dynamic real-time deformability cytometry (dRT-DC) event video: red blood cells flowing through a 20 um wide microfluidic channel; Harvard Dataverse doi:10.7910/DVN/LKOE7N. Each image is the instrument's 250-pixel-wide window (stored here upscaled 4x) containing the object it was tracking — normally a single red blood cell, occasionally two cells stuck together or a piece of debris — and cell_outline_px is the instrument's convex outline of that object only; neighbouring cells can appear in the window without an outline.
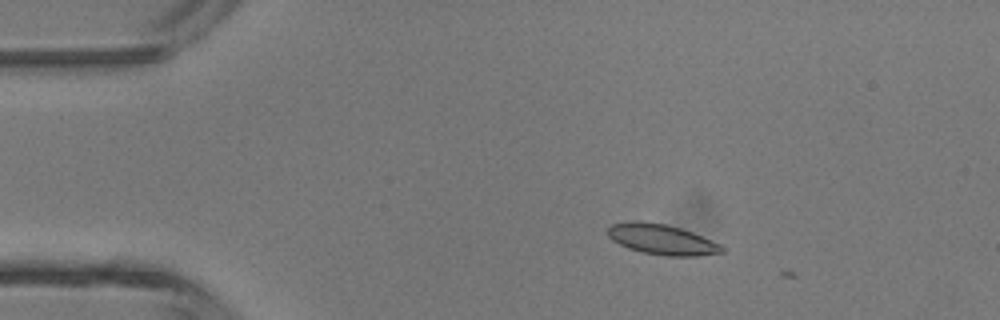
{"species": "common noctule bat (a hibernating species)", "species_latin": "Nyctalus noctula", "temperature_condition": "room temperature", "stored_images_in_passage": 4, "camera_frame_rate_fps": 3000, "um_per_image_px": 0.085, "animal": {"sex": "male", "body_mass_g": 13.3}, "frame": {"image": 1, "passage_image": 3, "time_ms": 0.667, "image_size_px": [1000, 320], "cell_outline_px": [[724, 252], [696, 256], [664, 256], [644, 252], [628, 248], [612, 240], [608, 236], [608, 228], [612, 224], [628, 220], [640, 220], [664, 224], [680, 228], [692, 232], [720, 244], [724, 248]], "centroid_in_image_um": [56.23, 20.34], "position_along_channel_um": 28.8, "area_um2": 20.17}}